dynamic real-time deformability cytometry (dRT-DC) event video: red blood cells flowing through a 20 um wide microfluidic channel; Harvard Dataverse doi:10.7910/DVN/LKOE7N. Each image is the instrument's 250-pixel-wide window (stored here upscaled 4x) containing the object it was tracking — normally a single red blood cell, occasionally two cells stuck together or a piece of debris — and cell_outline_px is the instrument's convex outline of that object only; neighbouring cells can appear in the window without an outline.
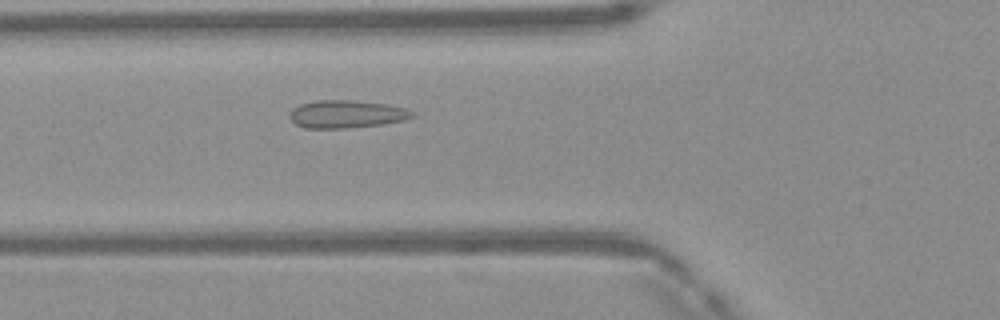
{"species": "Egyptian fruit bat (a non-hibernating species)", "species_latin": "Rousettus aegyptiacus", "temperature_condition": "warm", "stored_images_in_passage": 41, "camera_frame_rate_fps": 3000, "um_per_image_px": 0.085, "frame": {"image": 1, "passage_image": 10, "time_ms": 3.0, "image_size_px": [1000, 320], "cell_outline_px": [[416, 116], [404, 120], [380, 124], [344, 128], [304, 128], [296, 124], [288, 116], [292, 108], [300, 104], [316, 100], [348, 100], [384, 104], [404, 108], [416, 112]], "centroid_in_image_um": [29.43, 9.7], "position_along_channel_um": 96.4, "area_um2": 19.71}}
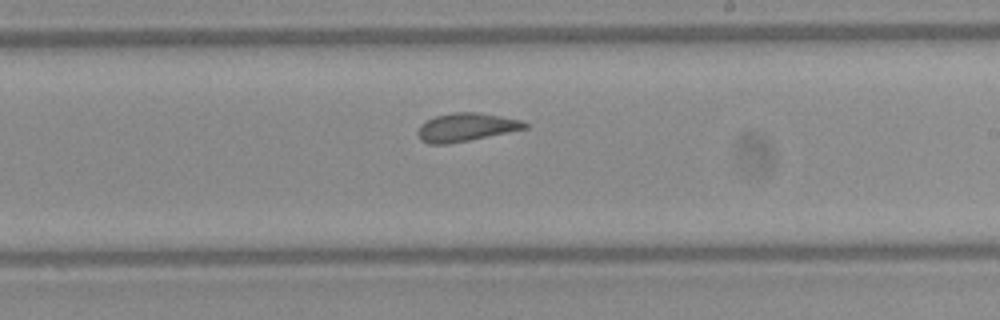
{"frame": {"image": 2, "passage_image": 21, "time_ms": 6.667, "image_size_px": [1000, 320], "cell_outline_px": [[528, 128], [448, 144], [428, 144], [420, 140], [416, 132], [420, 124], [436, 116], [452, 112], [476, 112], [500, 116], [520, 120], [528, 124]], "centroid_in_image_um": [39.56, 10.82], "position_along_channel_um": 249.4, "area_um2": 17.51}}
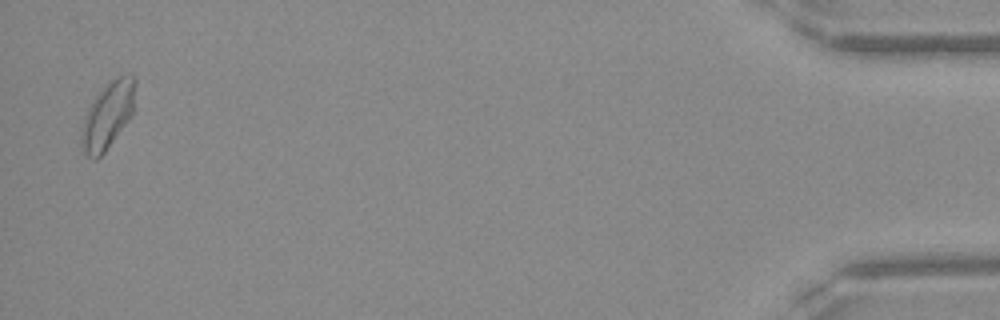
{"frame": {"image": 3, "passage_image": 40, "time_ms": 13.0, "image_size_px": [1000, 320], "cell_outline_px": [[136, 80], [132, 116], [104, 152], [96, 160], [92, 160], [84, 152], [80, 144], [80, 136], [84, 116], [92, 100], [104, 84], [108, 80], [128, 72]], "centroid_in_image_um": [9.15, 9.76], "position_along_channel_um": 426.1, "area_um2": 21.27}}